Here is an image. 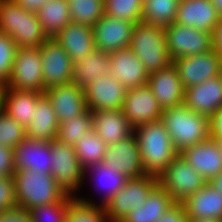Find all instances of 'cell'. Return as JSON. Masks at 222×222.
<instances>
[{"label": "cell", "mask_w": 222, "mask_h": 222, "mask_svg": "<svg viewBox=\"0 0 222 222\" xmlns=\"http://www.w3.org/2000/svg\"><path fill=\"white\" fill-rule=\"evenodd\" d=\"M145 174L158 178L179 155L160 119L134 129Z\"/></svg>", "instance_id": "6da1fadb"}, {"label": "cell", "mask_w": 222, "mask_h": 222, "mask_svg": "<svg viewBox=\"0 0 222 222\" xmlns=\"http://www.w3.org/2000/svg\"><path fill=\"white\" fill-rule=\"evenodd\" d=\"M161 120L179 153L210 138L209 117L184 104L164 109Z\"/></svg>", "instance_id": "7a4b0ae2"}, {"label": "cell", "mask_w": 222, "mask_h": 222, "mask_svg": "<svg viewBox=\"0 0 222 222\" xmlns=\"http://www.w3.org/2000/svg\"><path fill=\"white\" fill-rule=\"evenodd\" d=\"M0 31L9 35L17 47H40L48 38L37 13L13 0H0Z\"/></svg>", "instance_id": "3957f363"}, {"label": "cell", "mask_w": 222, "mask_h": 222, "mask_svg": "<svg viewBox=\"0 0 222 222\" xmlns=\"http://www.w3.org/2000/svg\"><path fill=\"white\" fill-rule=\"evenodd\" d=\"M12 178L19 208L30 210L58 203L67 195L52 175H41L31 170H16Z\"/></svg>", "instance_id": "277c9868"}, {"label": "cell", "mask_w": 222, "mask_h": 222, "mask_svg": "<svg viewBox=\"0 0 222 222\" xmlns=\"http://www.w3.org/2000/svg\"><path fill=\"white\" fill-rule=\"evenodd\" d=\"M131 50L150 74L172 64L166 44L165 27L138 22L134 25Z\"/></svg>", "instance_id": "5b68a950"}, {"label": "cell", "mask_w": 222, "mask_h": 222, "mask_svg": "<svg viewBox=\"0 0 222 222\" xmlns=\"http://www.w3.org/2000/svg\"><path fill=\"white\" fill-rule=\"evenodd\" d=\"M206 180L179 154L158 177V184L170 195L175 203H182L197 193Z\"/></svg>", "instance_id": "8992f818"}, {"label": "cell", "mask_w": 222, "mask_h": 222, "mask_svg": "<svg viewBox=\"0 0 222 222\" xmlns=\"http://www.w3.org/2000/svg\"><path fill=\"white\" fill-rule=\"evenodd\" d=\"M157 185L158 178L147 174L128 178L125 186L104 206L109 222H121L130 210L140 209Z\"/></svg>", "instance_id": "52a82bcc"}, {"label": "cell", "mask_w": 222, "mask_h": 222, "mask_svg": "<svg viewBox=\"0 0 222 222\" xmlns=\"http://www.w3.org/2000/svg\"><path fill=\"white\" fill-rule=\"evenodd\" d=\"M4 87L45 93L39 47H17L10 76Z\"/></svg>", "instance_id": "ba28073f"}, {"label": "cell", "mask_w": 222, "mask_h": 222, "mask_svg": "<svg viewBox=\"0 0 222 222\" xmlns=\"http://www.w3.org/2000/svg\"><path fill=\"white\" fill-rule=\"evenodd\" d=\"M52 176L67 194L76 196L84 185V171L72 145L51 141Z\"/></svg>", "instance_id": "9c48e42d"}, {"label": "cell", "mask_w": 222, "mask_h": 222, "mask_svg": "<svg viewBox=\"0 0 222 222\" xmlns=\"http://www.w3.org/2000/svg\"><path fill=\"white\" fill-rule=\"evenodd\" d=\"M166 44L171 60L209 52L214 48L213 33L173 22L165 27Z\"/></svg>", "instance_id": "30bf717a"}, {"label": "cell", "mask_w": 222, "mask_h": 222, "mask_svg": "<svg viewBox=\"0 0 222 222\" xmlns=\"http://www.w3.org/2000/svg\"><path fill=\"white\" fill-rule=\"evenodd\" d=\"M172 63L185 89L222 75V61L214 48L209 52L176 58Z\"/></svg>", "instance_id": "8fae6325"}, {"label": "cell", "mask_w": 222, "mask_h": 222, "mask_svg": "<svg viewBox=\"0 0 222 222\" xmlns=\"http://www.w3.org/2000/svg\"><path fill=\"white\" fill-rule=\"evenodd\" d=\"M41 52L44 89L72 82L73 62L60 43L47 38L39 47Z\"/></svg>", "instance_id": "7c38bea8"}, {"label": "cell", "mask_w": 222, "mask_h": 222, "mask_svg": "<svg viewBox=\"0 0 222 222\" xmlns=\"http://www.w3.org/2000/svg\"><path fill=\"white\" fill-rule=\"evenodd\" d=\"M121 110L134 129L160 120L163 112L148 85L127 89Z\"/></svg>", "instance_id": "4fadbf2b"}, {"label": "cell", "mask_w": 222, "mask_h": 222, "mask_svg": "<svg viewBox=\"0 0 222 222\" xmlns=\"http://www.w3.org/2000/svg\"><path fill=\"white\" fill-rule=\"evenodd\" d=\"M87 109L116 110L121 109L127 88L111 74L100 76L83 88Z\"/></svg>", "instance_id": "5bb4252c"}, {"label": "cell", "mask_w": 222, "mask_h": 222, "mask_svg": "<svg viewBox=\"0 0 222 222\" xmlns=\"http://www.w3.org/2000/svg\"><path fill=\"white\" fill-rule=\"evenodd\" d=\"M134 25L104 14L92 27L96 49L109 54L130 47Z\"/></svg>", "instance_id": "9a60e30c"}, {"label": "cell", "mask_w": 222, "mask_h": 222, "mask_svg": "<svg viewBox=\"0 0 222 222\" xmlns=\"http://www.w3.org/2000/svg\"><path fill=\"white\" fill-rule=\"evenodd\" d=\"M88 176H90L89 179L91 180L89 181H91V184L93 183V185L97 187V190L95 189L93 191H95V193L97 191V193L99 192L98 195H101V199L98 201L100 203L95 202L93 198L82 197L81 193L80 195L78 193L76 198L85 204H99L102 206H105L113 196L125 186L128 180L123 173L109 167L104 162L91 164L85 169L83 184H86L85 180L88 179Z\"/></svg>", "instance_id": "2e32d148"}, {"label": "cell", "mask_w": 222, "mask_h": 222, "mask_svg": "<svg viewBox=\"0 0 222 222\" xmlns=\"http://www.w3.org/2000/svg\"><path fill=\"white\" fill-rule=\"evenodd\" d=\"M51 142L27 136L14 148L15 170H31L41 175H52Z\"/></svg>", "instance_id": "e0dca14e"}, {"label": "cell", "mask_w": 222, "mask_h": 222, "mask_svg": "<svg viewBox=\"0 0 222 222\" xmlns=\"http://www.w3.org/2000/svg\"><path fill=\"white\" fill-rule=\"evenodd\" d=\"M106 165L123 173L127 178L145 175L138 141L135 134L107 146L104 161Z\"/></svg>", "instance_id": "ac0fdd59"}, {"label": "cell", "mask_w": 222, "mask_h": 222, "mask_svg": "<svg viewBox=\"0 0 222 222\" xmlns=\"http://www.w3.org/2000/svg\"><path fill=\"white\" fill-rule=\"evenodd\" d=\"M179 154L206 182L222 172V150L214 138L187 147Z\"/></svg>", "instance_id": "d6986e66"}, {"label": "cell", "mask_w": 222, "mask_h": 222, "mask_svg": "<svg viewBox=\"0 0 222 222\" xmlns=\"http://www.w3.org/2000/svg\"><path fill=\"white\" fill-rule=\"evenodd\" d=\"M147 85L164 110L183 104L185 88L173 63L149 74Z\"/></svg>", "instance_id": "ffe728a7"}, {"label": "cell", "mask_w": 222, "mask_h": 222, "mask_svg": "<svg viewBox=\"0 0 222 222\" xmlns=\"http://www.w3.org/2000/svg\"><path fill=\"white\" fill-rule=\"evenodd\" d=\"M110 74L127 89L147 85L149 73L130 47L109 53Z\"/></svg>", "instance_id": "44dd1931"}, {"label": "cell", "mask_w": 222, "mask_h": 222, "mask_svg": "<svg viewBox=\"0 0 222 222\" xmlns=\"http://www.w3.org/2000/svg\"><path fill=\"white\" fill-rule=\"evenodd\" d=\"M183 104L198 114L210 117L222 107V75L186 88Z\"/></svg>", "instance_id": "7402d4cb"}, {"label": "cell", "mask_w": 222, "mask_h": 222, "mask_svg": "<svg viewBox=\"0 0 222 222\" xmlns=\"http://www.w3.org/2000/svg\"><path fill=\"white\" fill-rule=\"evenodd\" d=\"M44 94L51 101L59 123L67 118L72 119L87 110L83 88L73 81L49 87Z\"/></svg>", "instance_id": "603a6c76"}, {"label": "cell", "mask_w": 222, "mask_h": 222, "mask_svg": "<svg viewBox=\"0 0 222 222\" xmlns=\"http://www.w3.org/2000/svg\"><path fill=\"white\" fill-rule=\"evenodd\" d=\"M220 17L212 0H180L175 22L213 33Z\"/></svg>", "instance_id": "cb8c5ba5"}, {"label": "cell", "mask_w": 222, "mask_h": 222, "mask_svg": "<svg viewBox=\"0 0 222 222\" xmlns=\"http://www.w3.org/2000/svg\"><path fill=\"white\" fill-rule=\"evenodd\" d=\"M93 129L107 146L134 134V128L121 109L92 111Z\"/></svg>", "instance_id": "d4e9b609"}, {"label": "cell", "mask_w": 222, "mask_h": 222, "mask_svg": "<svg viewBox=\"0 0 222 222\" xmlns=\"http://www.w3.org/2000/svg\"><path fill=\"white\" fill-rule=\"evenodd\" d=\"M54 38L67 52L72 62L83 60L96 49L93 29L80 23H69Z\"/></svg>", "instance_id": "484cf974"}, {"label": "cell", "mask_w": 222, "mask_h": 222, "mask_svg": "<svg viewBox=\"0 0 222 222\" xmlns=\"http://www.w3.org/2000/svg\"><path fill=\"white\" fill-rule=\"evenodd\" d=\"M188 220L212 219L222 221V194L207 182L197 193L184 202Z\"/></svg>", "instance_id": "4316f807"}, {"label": "cell", "mask_w": 222, "mask_h": 222, "mask_svg": "<svg viewBox=\"0 0 222 222\" xmlns=\"http://www.w3.org/2000/svg\"><path fill=\"white\" fill-rule=\"evenodd\" d=\"M59 124L51 101L43 94L33 109L30 124L26 127L27 137L51 142L57 138Z\"/></svg>", "instance_id": "83f0119b"}, {"label": "cell", "mask_w": 222, "mask_h": 222, "mask_svg": "<svg viewBox=\"0 0 222 222\" xmlns=\"http://www.w3.org/2000/svg\"><path fill=\"white\" fill-rule=\"evenodd\" d=\"M43 94L32 90H15L4 87L2 110L26 128L30 124L33 109Z\"/></svg>", "instance_id": "f1b7e54d"}, {"label": "cell", "mask_w": 222, "mask_h": 222, "mask_svg": "<svg viewBox=\"0 0 222 222\" xmlns=\"http://www.w3.org/2000/svg\"><path fill=\"white\" fill-rule=\"evenodd\" d=\"M174 204L170 195L158 184L142 207L130 210L121 222H157Z\"/></svg>", "instance_id": "f546056e"}, {"label": "cell", "mask_w": 222, "mask_h": 222, "mask_svg": "<svg viewBox=\"0 0 222 222\" xmlns=\"http://www.w3.org/2000/svg\"><path fill=\"white\" fill-rule=\"evenodd\" d=\"M72 81L84 88L97 77L110 74L109 54L95 49L83 60L73 62Z\"/></svg>", "instance_id": "4dcf8cb0"}, {"label": "cell", "mask_w": 222, "mask_h": 222, "mask_svg": "<svg viewBox=\"0 0 222 222\" xmlns=\"http://www.w3.org/2000/svg\"><path fill=\"white\" fill-rule=\"evenodd\" d=\"M36 13L48 38L54 37L72 22L68 0H47Z\"/></svg>", "instance_id": "1f68e13d"}, {"label": "cell", "mask_w": 222, "mask_h": 222, "mask_svg": "<svg viewBox=\"0 0 222 222\" xmlns=\"http://www.w3.org/2000/svg\"><path fill=\"white\" fill-rule=\"evenodd\" d=\"M180 0H143L141 21L167 27L176 20Z\"/></svg>", "instance_id": "d6a6232c"}, {"label": "cell", "mask_w": 222, "mask_h": 222, "mask_svg": "<svg viewBox=\"0 0 222 222\" xmlns=\"http://www.w3.org/2000/svg\"><path fill=\"white\" fill-rule=\"evenodd\" d=\"M73 147L84 169L91 164L102 163L107 149L106 143L101 140L94 129L85 134Z\"/></svg>", "instance_id": "836d02e7"}, {"label": "cell", "mask_w": 222, "mask_h": 222, "mask_svg": "<svg viewBox=\"0 0 222 222\" xmlns=\"http://www.w3.org/2000/svg\"><path fill=\"white\" fill-rule=\"evenodd\" d=\"M93 129L92 111L87 109L84 113L71 118L59 124L57 140L74 146L85 134Z\"/></svg>", "instance_id": "e575fe53"}, {"label": "cell", "mask_w": 222, "mask_h": 222, "mask_svg": "<svg viewBox=\"0 0 222 222\" xmlns=\"http://www.w3.org/2000/svg\"><path fill=\"white\" fill-rule=\"evenodd\" d=\"M70 18L73 23L93 27L104 16V0H68Z\"/></svg>", "instance_id": "d590c367"}, {"label": "cell", "mask_w": 222, "mask_h": 222, "mask_svg": "<svg viewBox=\"0 0 222 222\" xmlns=\"http://www.w3.org/2000/svg\"><path fill=\"white\" fill-rule=\"evenodd\" d=\"M76 198L67 194L60 202L31 208L29 215L32 222H66L68 207Z\"/></svg>", "instance_id": "8d00e7d4"}, {"label": "cell", "mask_w": 222, "mask_h": 222, "mask_svg": "<svg viewBox=\"0 0 222 222\" xmlns=\"http://www.w3.org/2000/svg\"><path fill=\"white\" fill-rule=\"evenodd\" d=\"M66 222H109L104 206L85 204L75 198L68 207Z\"/></svg>", "instance_id": "74e56055"}, {"label": "cell", "mask_w": 222, "mask_h": 222, "mask_svg": "<svg viewBox=\"0 0 222 222\" xmlns=\"http://www.w3.org/2000/svg\"><path fill=\"white\" fill-rule=\"evenodd\" d=\"M105 14L133 23L141 22L143 0H104Z\"/></svg>", "instance_id": "f35d334b"}, {"label": "cell", "mask_w": 222, "mask_h": 222, "mask_svg": "<svg viewBox=\"0 0 222 222\" xmlns=\"http://www.w3.org/2000/svg\"><path fill=\"white\" fill-rule=\"evenodd\" d=\"M26 136V128L2 110L0 112V145L14 149Z\"/></svg>", "instance_id": "ab89813d"}, {"label": "cell", "mask_w": 222, "mask_h": 222, "mask_svg": "<svg viewBox=\"0 0 222 222\" xmlns=\"http://www.w3.org/2000/svg\"><path fill=\"white\" fill-rule=\"evenodd\" d=\"M16 51L14 40L0 31V85L5 86L8 82Z\"/></svg>", "instance_id": "60d3db41"}, {"label": "cell", "mask_w": 222, "mask_h": 222, "mask_svg": "<svg viewBox=\"0 0 222 222\" xmlns=\"http://www.w3.org/2000/svg\"><path fill=\"white\" fill-rule=\"evenodd\" d=\"M18 207L12 176H0V214Z\"/></svg>", "instance_id": "b9f144b4"}, {"label": "cell", "mask_w": 222, "mask_h": 222, "mask_svg": "<svg viewBox=\"0 0 222 222\" xmlns=\"http://www.w3.org/2000/svg\"><path fill=\"white\" fill-rule=\"evenodd\" d=\"M15 171L14 149L0 145V176H12Z\"/></svg>", "instance_id": "7bdbcfd3"}, {"label": "cell", "mask_w": 222, "mask_h": 222, "mask_svg": "<svg viewBox=\"0 0 222 222\" xmlns=\"http://www.w3.org/2000/svg\"><path fill=\"white\" fill-rule=\"evenodd\" d=\"M157 222H189L182 203H175Z\"/></svg>", "instance_id": "ee69618b"}, {"label": "cell", "mask_w": 222, "mask_h": 222, "mask_svg": "<svg viewBox=\"0 0 222 222\" xmlns=\"http://www.w3.org/2000/svg\"><path fill=\"white\" fill-rule=\"evenodd\" d=\"M210 137L222 138V107L209 117Z\"/></svg>", "instance_id": "f6af8a7d"}, {"label": "cell", "mask_w": 222, "mask_h": 222, "mask_svg": "<svg viewBox=\"0 0 222 222\" xmlns=\"http://www.w3.org/2000/svg\"><path fill=\"white\" fill-rule=\"evenodd\" d=\"M213 46L222 61V17H220L213 32Z\"/></svg>", "instance_id": "bcb514c9"}, {"label": "cell", "mask_w": 222, "mask_h": 222, "mask_svg": "<svg viewBox=\"0 0 222 222\" xmlns=\"http://www.w3.org/2000/svg\"><path fill=\"white\" fill-rule=\"evenodd\" d=\"M10 222H32L29 211L23 208L10 210Z\"/></svg>", "instance_id": "7dc6e473"}, {"label": "cell", "mask_w": 222, "mask_h": 222, "mask_svg": "<svg viewBox=\"0 0 222 222\" xmlns=\"http://www.w3.org/2000/svg\"><path fill=\"white\" fill-rule=\"evenodd\" d=\"M13 1L20 4L27 11L36 13L38 9H40L47 0H13Z\"/></svg>", "instance_id": "c3c4849f"}, {"label": "cell", "mask_w": 222, "mask_h": 222, "mask_svg": "<svg viewBox=\"0 0 222 222\" xmlns=\"http://www.w3.org/2000/svg\"><path fill=\"white\" fill-rule=\"evenodd\" d=\"M211 187L222 194V172L208 181Z\"/></svg>", "instance_id": "681fc988"}, {"label": "cell", "mask_w": 222, "mask_h": 222, "mask_svg": "<svg viewBox=\"0 0 222 222\" xmlns=\"http://www.w3.org/2000/svg\"><path fill=\"white\" fill-rule=\"evenodd\" d=\"M0 222H10V210L0 214Z\"/></svg>", "instance_id": "f907efd6"}, {"label": "cell", "mask_w": 222, "mask_h": 222, "mask_svg": "<svg viewBox=\"0 0 222 222\" xmlns=\"http://www.w3.org/2000/svg\"><path fill=\"white\" fill-rule=\"evenodd\" d=\"M212 2L218 10L220 16L222 17V0H212Z\"/></svg>", "instance_id": "816d5d0a"}, {"label": "cell", "mask_w": 222, "mask_h": 222, "mask_svg": "<svg viewBox=\"0 0 222 222\" xmlns=\"http://www.w3.org/2000/svg\"><path fill=\"white\" fill-rule=\"evenodd\" d=\"M189 222H222L221 220L201 219V220H189Z\"/></svg>", "instance_id": "f5cc1de1"}, {"label": "cell", "mask_w": 222, "mask_h": 222, "mask_svg": "<svg viewBox=\"0 0 222 222\" xmlns=\"http://www.w3.org/2000/svg\"><path fill=\"white\" fill-rule=\"evenodd\" d=\"M4 86L0 85V112L2 111V94H3Z\"/></svg>", "instance_id": "db71d44e"}, {"label": "cell", "mask_w": 222, "mask_h": 222, "mask_svg": "<svg viewBox=\"0 0 222 222\" xmlns=\"http://www.w3.org/2000/svg\"><path fill=\"white\" fill-rule=\"evenodd\" d=\"M218 141L220 147H221V150H222V138H214Z\"/></svg>", "instance_id": "11a10c76"}]
</instances>
